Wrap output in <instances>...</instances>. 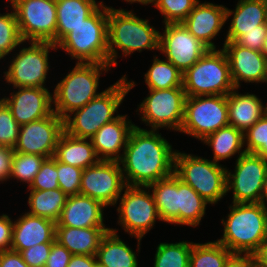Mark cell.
<instances>
[{
  "label": "cell",
  "instance_id": "cell-31",
  "mask_svg": "<svg viewBox=\"0 0 267 267\" xmlns=\"http://www.w3.org/2000/svg\"><path fill=\"white\" fill-rule=\"evenodd\" d=\"M212 150V161L220 163L244 154V134L234 126L227 125L207 136L201 141ZM237 155V156H236Z\"/></svg>",
  "mask_w": 267,
  "mask_h": 267
},
{
  "label": "cell",
  "instance_id": "cell-44",
  "mask_svg": "<svg viewBox=\"0 0 267 267\" xmlns=\"http://www.w3.org/2000/svg\"><path fill=\"white\" fill-rule=\"evenodd\" d=\"M53 242L36 244L21 252L24 262L29 267H44L49 257Z\"/></svg>",
  "mask_w": 267,
  "mask_h": 267
},
{
  "label": "cell",
  "instance_id": "cell-9",
  "mask_svg": "<svg viewBox=\"0 0 267 267\" xmlns=\"http://www.w3.org/2000/svg\"><path fill=\"white\" fill-rule=\"evenodd\" d=\"M186 96L227 95L233 85L227 56L222 48L209 49L182 74Z\"/></svg>",
  "mask_w": 267,
  "mask_h": 267
},
{
  "label": "cell",
  "instance_id": "cell-42",
  "mask_svg": "<svg viewBox=\"0 0 267 267\" xmlns=\"http://www.w3.org/2000/svg\"><path fill=\"white\" fill-rule=\"evenodd\" d=\"M83 169L61 163L57 160L59 188L68 196L80 194Z\"/></svg>",
  "mask_w": 267,
  "mask_h": 267
},
{
  "label": "cell",
  "instance_id": "cell-47",
  "mask_svg": "<svg viewBox=\"0 0 267 267\" xmlns=\"http://www.w3.org/2000/svg\"><path fill=\"white\" fill-rule=\"evenodd\" d=\"M13 235V218L8 214H0V252L11 250Z\"/></svg>",
  "mask_w": 267,
  "mask_h": 267
},
{
  "label": "cell",
  "instance_id": "cell-8",
  "mask_svg": "<svg viewBox=\"0 0 267 267\" xmlns=\"http://www.w3.org/2000/svg\"><path fill=\"white\" fill-rule=\"evenodd\" d=\"M174 174L214 206L226 197L227 167L203 156L176 150ZM219 202V203H218Z\"/></svg>",
  "mask_w": 267,
  "mask_h": 267
},
{
  "label": "cell",
  "instance_id": "cell-43",
  "mask_svg": "<svg viewBox=\"0 0 267 267\" xmlns=\"http://www.w3.org/2000/svg\"><path fill=\"white\" fill-rule=\"evenodd\" d=\"M58 173H57V159L53 156L46 158L41 164L39 172L36 174L35 179L31 186L27 189L35 190H50L58 189Z\"/></svg>",
  "mask_w": 267,
  "mask_h": 267
},
{
  "label": "cell",
  "instance_id": "cell-57",
  "mask_svg": "<svg viewBox=\"0 0 267 267\" xmlns=\"http://www.w3.org/2000/svg\"><path fill=\"white\" fill-rule=\"evenodd\" d=\"M7 1L10 3V5H8V7H11L14 3H16L19 0H6V2Z\"/></svg>",
  "mask_w": 267,
  "mask_h": 267
},
{
  "label": "cell",
  "instance_id": "cell-39",
  "mask_svg": "<svg viewBox=\"0 0 267 267\" xmlns=\"http://www.w3.org/2000/svg\"><path fill=\"white\" fill-rule=\"evenodd\" d=\"M200 0H157L153 5L161 14L162 23H182Z\"/></svg>",
  "mask_w": 267,
  "mask_h": 267
},
{
  "label": "cell",
  "instance_id": "cell-30",
  "mask_svg": "<svg viewBox=\"0 0 267 267\" xmlns=\"http://www.w3.org/2000/svg\"><path fill=\"white\" fill-rule=\"evenodd\" d=\"M148 187L162 223L179 226L178 177L173 173Z\"/></svg>",
  "mask_w": 267,
  "mask_h": 267
},
{
  "label": "cell",
  "instance_id": "cell-58",
  "mask_svg": "<svg viewBox=\"0 0 267 267\" xmlns=\"http://www.w3.org/2000/svg\"><path fill=\"white\" fill-rule=\"evenodd\" d=\"M93 267H103V266H101L98 263H96Z\"/></svg>",
  "mask_w": 267,
  "mask_h": 267
},
{
  "label": "cell",
  "instance_id": "cell-21",
  "mask_svg": "<svg viewBox=\"0 0 267 267\" xmlns=\"http://www.w3.org/2000/svg\"><path fill=\"white\" fill-rule=\"evenodd\" d=\"M129 117L128 114H121L100 127L90 138L100 160L119 161L122 158L129 134L135 127Z\"/></svg>",
  "mask_w": 267,
  "mask_h": 267
},
{
  "label": "cell",
  "instance_id": "cell-37",
  "mask_svg": "<svg viewBox=\"0 0 267 267\" xmlns=\"http://www.w3.org/2000/svg\"><path fill=\"white\" fill-rule=\"evenodd\" d=\"M9 12L0 13V63L1 60H7L18 46L23 42L21 39L15 12L12 7Z\"/></svg>",
  "mask_w": 267,
  "mask_h": 267
},
{
  "label": "cell",
  "instance_id": "cell-17",
  "mask_svg": "<svg viewBox=\"0 0 267 267\" xmlns=\"http://www.w3.org/2000/svg\"><path fill=\"white\" fill-rule=\"evenodd\" d=\"M64 131V120L53 112L50 116L21 125L14 151L51 158Z\"/></svg>",
  "mask_w": 267,
  "mask_h": 267
},
{
  "label": "cell",
  "instance_id": "cell-35",
  "mask_svg": "<svg viewBox=\"0 0 267 267\" xmlns=\"http://www.w3.org/2000/svg\"><path fill=\"white\" fill-rule=\"evenodd\" d=\"M193 241L160 242L153 257L152 267H189Z\"/></svg>",
  "mask_w": 267,
  "mask_h": 267
},
{
  "label": "cell",
  "instance_id": "cell-27",
  "mask_svg": "<svg viewBox=\"0 0 267 267\" xmlns=\"http://www.w3.org/2000/svg\"><path fill=\"white\" fill-rule=\"evenodd\" d=\"M110 227L73 228L56 226L55 238L73 255L95 256Z\"/></svg>",
  "mask_w": 267,
  "mask_h": 267
},
{
  "label": "cell",
  "instance_id": "cell-5",
  "mask_svg": "<svg viewBox=\"0 0 267 267\" xmlns=\"http://www.w3.org/2000/svg\"><path fill=\"white\" fill-rule=\"evenodd\" d=\"M109 64L75 63L73 68L52 89L53 112L63 120L73 111L97 97L100 78L111 70Z\"/></svg>",
  "mask_w": 267,
  "mask_h": 267
},
{
  "label": "cell",
  "instance_id": "cell-49",
  "mask_svg": "<svg viewBox=\"0 0 267 267\" xmlns=\"http://www.w3.org/2000/svg\"><path fill=\"white\" fill-rule=\"evenodd\" d=\"M0 267H29L20 252L6 250L0 252Z\"/></svg>",
  "mask_w": 267,
  "mask_h": 267
},
{
  "label": "cell",
  "instance_id": "cell-1",
  "mask_svg": "<svg viewBox=\"0 0 267 267\" xmlns=\"http://www.w3.org/2000/svg\"><path fill=\"white\" fill-rule=\"evenodd\" d=\"M159 132L136 124L131 130L119 160L126 185L148 187L174 173L177 149Z\"/></svg>",
  "mask_w": 267,
  "mask_h": 267
},
{
  "label": "cell",
  "instance_id": "cell-11",
  "mask_svg": "<svg viewBox=\"0 0 267 267\" xmlns=\"http://www.w3.org/2000/svg\"><path fill=\"white\" fill-rule=\"evenodd\" d=\"M114 207L116 224L131 238L142 239L161 221L149 187L126 185Z\"/></svg>",
  "mask_w": 267,
  "mask_h": 267
},
{
  "label": "cell",
  "instance_id": "cell-14",
  "mask_svg": "<svg viewBox=\"0 0 267 267\" xmlns=\"http://www.w3.org/2000/svg\"><path fill=\"white\" fill-rule=\"evenodd\" d=\"M233 170L227 168L226 191L232 193V203H260L267 175V160L245 152L235 159Z\"/></svg>",
  "mask_w": 267,
  "mask_h": 267
},
{
  "label": "cell",
  "instance_id": "cell-59",
  "mask_svg": "<svg viewBox=\"0 0 267 267\" xmlns=\"http://www.w3.org/2000/svg\"><path fill=\"white\" fill-rule=\"evenodd\" d=\"M130 5V0H122Z\"/></svg>",
  "mask_w": 267,
  "mask_h": 267
},
{
  "label": "cell",
  "instance_id": "cell-32",
  "mask_svg": "<svg viewBox=\"0 0 267 267\" xmlns=\"http://www.w3.org/2000/svg\"><path fill=\"white\" fill-rule=\"evenodd\" d=\"M27 194H29L27 198L29 208L26 212L50 219L55 223L60 218L68 198V195L60 188L50 190L28 189Z\"/></svg>",
  "mask_w": 267,
  "mask_h": 267
},
{
  "label": "cell",
  "instance_id": "cell-4",
  "mask_svg": "<svg viewBox=\"0 0 267 267\" xmlns=\"http://www.w3.org/2000/svg\"><path fill=\"white\" fill-rule=\"evenodd\" d=\"M228 208L216 241L232 253L254 254L267 238V209L261 203H231Z\"/></svg>",
  "mask_w": 267,
  "mask_h": 267
},
{
  "label": "cell",
  "instance_id": "cell-34",
  "mask_svg": "<svg viewBox=\"0 0 267 267\" xmlns=\"http://www.w3.org/2000/svg\"><path fill=\"white\" fill-rule=\"evenodd\" d=\"M152 64L144 73V82L147 89H170L182 86V72L164 57L161 59L154 53Z\"/></svg>",
  "mask_w": 267,
  "mask_h": 267
},
{
  "label": "cell",
  "instance_id": "cell-26",
  "mask_svg": "<svg viewBox=\"0 0 267 267\" xmlns=\"http://www.w3.org/2000/svg\"><path fill=\"white\" fill-rule=\"evenodd\" d=\"M110 229L111 230L102 238L95 255L97 263L103 267H140L138 254H140L141 251L142 239L136 238L137 248L135 251L120 238L119 229L112 227Z\"/></svg>",
  "mask_w": 267,
  "mask_h": 267
},
{
  "label": "cell",
  "instance_id": "cell-38",
  "mask_svg": "<svg viewBox=\"0 0 267 267\" xmlns=\"http://www.w3.org/2000/svg\"><path fill=\"white\" fill-rule=\"evenodd\" d=\"M45 159L46 157L36 154L14 152L10 180L13 179L17 183L28 184V187L25 188H29Z\"/></svg>",
  "mask_w": 267,
  "mask_h": 267
},
{
  "label": "cell",
  "instance_id": "cell-12",
  "mask_svg": "<svg viewBox=\"0 0 267 267\" xmlns=\"http://www.w3.org/2000/svg\"><path fill=\"white\" fill-rule=\"evenodd\" d=\"M227 125V95L186 96L184 120L179 133L201 142Z\"/></svg>",
  "mask_w": 267,
  "mask_h": 267
},
{
  "label": "cell",
  "instance_id": "cell-16",
  "mask_svg": "<svg viewBox=\"0 0 267 267\" xmlns=\"http://www.w3.org/2000/svg\"><path fill=\"white\" fill-rule=\"evenodd\" d=\"M163 27V32H160L159 52L182 73L209 50L182 23L164 24Z\"/></svg>",
  "mask_w": 267,
  "mask_h": 267
},
{
  "label": "cell",
  "instance_id": "cell-51",
  "mask_svg": "<svg viewBox=\"0 0 267 267\" xmlns=\"http://www.w3.org/2000/svg\"><path fill=\"white\" fill-rule=\"evenodd\" d=\"M96 263V256L72 255L67 267H93Z\"/></svg>",
  "mask_w": 267,
  "mask_h": 267
},
{
  "label": "cell",
  "instance_id": "cell-15",
  "mask_svg": "<svg viewBox=\"0 0 267 267\" xmlns=\"http://www.w3.org/2000/svg\"><path fill=\"white\" fill-rule=\"evenodd\" d=\"M125 186L120 162L99 160L83 170L80 194L101 202L105 207L114 208Z\"/></svg>",
  "mask_w": 267,
  "mask_h": 267
},
{
  "label": "cell",
  "instance_id": "cell-25",
  "mask_svg": "<svg viewBox=\"0 0 267 267\" xmlns=\"http://www.w3.org/2000/svg\"><path fill=\"white\" fill-rule=\"evenodd\" d=\"M239 90L234 88L227 94L228 122L244 134L267 113V104L258 95Z\"/></svg>",
  "mask_w": 267,
  "mask_h": 267
},
{
  "label": "cell",
  "instance_id": "cell-54",
  "mask_svg": "<svg viewBox=\"0 0 267 267\" xmlns=\"http://www.w3.org/2000/svg\"><path fill=\"white\" fill-rule=\"evenodd\" d=\"M156 1L157 0H130V4L137 3V4H140V5H143V7L145 5V7H146L148 5H152L153 6Z\"/></svg>",
  "mask_w": 267,
  "mask_h": 267
},
{
  "label": "cell",
  "instance_id": "cell-36",
  "mask_svg": "<svg viewBox=\"0 0 267 267\" xmlns=\"http://www.w3.org/2000/svg\"><path fill=\"white\" fill-rule=\"evenodd\" d=\"M233 253L216 240L193 243L189 267H224Z\"/></svg>",
  "mask_w": 267,
  "mask_h": 267
},
{
  "label": "cell",
  "instance_id": "cell-48",
  "mask_svg": "<svg viewBox=\"0 0 267 267\" xmlns=\"http://www.w3.org/2000/svg\"><path fill=\"white\" fill-rule=\"evenodd\" d=\"M14 149L0 146V184L10 181Z\"/></svg>",
  "mask_w": 267,
  "mask_h": 267
},
{
  "label": "cell",
  "instance_id": "cell-24",
  "mask_svg": "<svg viewBox=\"0 0 267 267\" xmlns=\"http://www.w3.org/2000/svg\"><path fill=\"white\" fill-rule=\"evenodd\" d=\"M13 219L11 250L22 252L36 244L56 240V223L25 211Z\"/></svg>",
  "mask_w": 267,
  "mask_h": 267
},
{
  "label": "cell",
  "instance_id": "cell-23",
  "mask_svg": "<svg viewBox=\"0 0 267 267\" xmlns=\"http://www.w3.org/2000/svg\"><path fill=\"white\" fill-rule=\"evenodd\" d=\"M229 21L222 42H236L246 31L261 30L267 23V0H238L234 9L226 7V24Z\"/></svg>",
  "mask_w": 267,
  "mask_h": 267
},
{
  "label": "cell",
  "instance_id": "cell-6",
  "mask_svg": "<svg viewBox=\"0 0 267 267\" xmlns=\"http://www.w3.org/2000/svg\"><path fill=\"white\" fill-rule=\"evenodd\" d=\"M76 63L108 64V8L99 6L57 44Z\"/></svg>",
  "mask_w": 267,
  "mask_h": 267
},
{
  "label": "cell",
  "instance_id": "cell-20",
  "mask_svg": "<svg viewBox=\"0 0 267 267\" xmlns=\"http://www.w3.org/2000/svg\"><path fill=\"white\" fill-rule=\"evenodd\" d=\"M182 24L209 49H220L213 41L224 32L226 5L199 1Z\"/></svg>",
  "mask_w": 267,
  "mask_h": 267
},
{
  "label": "cell",
  "instance_id": "cell-29",
  "mask_svg": "<svg viewBox=\"0 0 267 267\" xmlns=\"http://www.w3.org/2000/svg\"><path fill=\"white\" fill-rule=\"evenodd\" d=\"M54 157L61 163L83 170L100 160L90 139L77 138L65 131L59 138Z\"/></svg>",
  "mask_w": 267,
  "mask_h": 267
},
{
  "label": "cell",
  "instance_id": "cell-40",
  "mask_svg": "<svg viewBox=\"0 0 267 267\" xmlns=\"http://www.w3.org/2000/svg\"><path fill=\"white\" fill-rule=\"evenodd\" d=\"M244 148L267 160V113L244 133Z\"/></svg>",
  "mask_w": 267,
  "mask_h": 267
},
{
  "label": "cell",
  "instance_id": "cell-33",
  "mask_svg": "<svg viewBox=\"0 0 267 267\" xmlns=\"http://www.w3.org/2000/svg\"><path fill=\"white\" fill-rule=\"evenodd\" d=\"M206 202L190 185L178 178V208L179 225L198 228L204 219L207 206Z\"/></svg>",
  "mask_w": 267,
  "mask_h": 267
},
{
  "label": "cell",
  "instance_id": "cell-46",
  "mask_svg": "<svg viewBox=\"0 0 267 267\" xmlns=\"http://www.w3.org/2000/svg\"><path fill=\"white\" fill-rule=\"evenodd\" d=\"M72 255L71 252L55 240L52 243V248L44 267H67Z\"/></svg>",
  "mask_w": 267,
  "mask_h": 267
},
{
  "label": "cell",
  "instance_id": "cell-45",
  "mask_svg": "<svg viewBox=\"0 0 267 267\" xmlns=\"http://www.w3.org/2000/svg\"><path fill=\"white\" fill-rule=\"evenodd\" d=\"M267 37V23L261 24V30L246 31L236 43L251 50L263 51L265 38Z\"/></svg>",
  "mask_w": 267,
  "mask_h": 267
},
{
  "label": "cell",
  "instance_id": "cell-52",
  "mask_svg": "<svg viewBox=\"0 0 267 267\" xmlns=\"http://www.w3.org/2000/svg\"><path fill=\"white\" fill-rule=\"evenodd\" d=\"M256 266L267 267V238L262 242L261 246L254 253Z\"/></svg>",
  "mask_w": 267,
  "mask_h": 267
},
{
  "label": "cell",
  "instance_id": "cell-18",
  "mask_svg": "<svg viewBox=\"0 0 267 267\" xmlns=\"http://www.w3.org/2000/svg\"><path fill=\"white\" fill-rule=\"evenodd\" d=\"M8 96L0 97L10 108L12 116L21 126L53 113V98L49 88L11 87Z\"/></svg>",
  "mask_w": 267,
  "mask_h": 267
},
{
  "label": "cell",
  "instance_id": "cell-22",
  "mask_svg": "<svg viewBox=\"0 0 267 267\" xmlns=\"http://www.w3.org/2000/svg\"><path fill=\"white\" fill-rule=\"evenodd\" d=\"M105 207L101 202L82 194L70 195L56 226L73 228L109 227L106 225Z\"/></svg>",
  "mask_w": 267,
  "mask_h": 267
},
{
  "label": "cell",
  "instance_id": "cell-28",
  "mask_svg": "<svg viewBox=\"0 0 267 267\" xmlns=\"http://www.w3.org/2000/svg\"><path fill=\"white\" fill-rule=\"evenodd\" d=\"M99 6L113 8L104 0H56L57 27L56 44L68 34L72 28L83 23Z\"/></svg>",
  "mask_w": 267,
  "mask_h": 267
},
{
  "label": "cell",
  "instance_id": "cell-55",
  "mask_svg": "<svg viewBox=\"0 0 267 267\" xmlns=\"http://www.w3.org/2000/svg\"><path fill=\"white\" fill-rule=\"evenodd\" d=\"M263 54L267 57V37L265 38L264 46H263Z\"/></svg>",
  "mask_w": 267,
  "mask_h": 267
},
{
  "label": "cell",
  "instance_id": "cell-56",
  "mask_svg": "<svg viewBox=\"0 0 267 267\" xmlns=\"http://www.w3.org/2000/svg\"><path fill=\"white\" fill-rule=\"evenodd\" d=\"M264 83L267 85V57H266V64H265V80Z\"/></svg>",
  "mask_w": 267,
  "mask_h": 267
},
{
  "label": "cell",
  "instance_id": "cell-41",
  "mask_svg": "<svg viewBox=\"0 0 267 267\" xmlns=\"http://www.w3.org/2000/svg\"><path fill=\"white\" fill-rule=\"evenodd\" d=\"M19 133L20 125L12 116L10 108L0 98V146L14 149Z\"/></svg>",
  "mask_w": 267,
  "mask_h": 267
},
{
  "label": "cell",
  "instance_id": "cell-3",
  "mask_svg": "<svg viewBox=\"0 0 267 267\" xmlns=\"http://www.w3.org/2000/svg\"><path fill=\"white\" fill-rule=\"evenodd\" d=\"M137 83L129 79L127 74L122 75L116 82L84 107L73 111L64 119V129L69 135L90 139L100 127L120 116V106Z\"/></svg>",
  "mask_w": 267,
  "mask_h": 267
},
{
  "label": "cell",
  "instance_id": "cell-13",
  "mask_svg": "<svg viewBox=\"0 0 267 267\" xmlns=\"http://www.w3.org/2000/svg\"><path fill=\"white\" fill-rule=\"evenodd\" d=\"M23 41L56 45V0H19L11 6Z\"/></svg>",
  "mask_w": 267,
  "mask_h": 267
},
{
  "label": "cell",
  "instance_id": "cell-53",
  "mask_svg": "<svg viewBox=\"0 0 267 267\" xmlns=\"http://www.w3.org/2000/svg\"><path fill=\"white\" fill-rule=\"evenodd\" d=\"M260 203L267 209V175L263 184V190L260 197Z\"/></svg>",
  "mask_w": 267,
  "mask_h": 267
},
{
  "label": "cell",
  "instance_id": "cell-50",
  "mask_svg": "<svg viewBox=\"0 0 267 267\" xmlns=\"http://www.w3.org/2000/svg\"><path fill=\"white\" fill-rule=\"evenodd\" d=\"M254 254L233 253L225 263L224 267H255Z\"/></svg>",
  "mask_w": 267,
  "mask_h": 267
},
{
  "label": "cell",
  "instance_id": "cell-19",
  "mask_svg": "<svg viewBox=\"0 0 267 267\" xmlns=\"http://www.w3.org/2000/svg\"><path fill=\"white\" fill-rule=\"evenodd\" d=\"M229 67L230 75L235 88L246 85L264 84L266 56L261 51L245 48L235 41H225L222 44Z\"/></svg>",
  "mask_w": 267,
  "mask_h": 267
},
{
  "label": "cell",
  "instance_id": "cell-7",
  "mask_svg": "<svg viewBox=\"0 0 267 267\" xmlns=\"http://www.w3.org/2000/svg\"><path fill=\"white\" fill-rule=\"evenodd\" d=\"M21 46V47H20ZM50 51H57L51 42L23 41L18 48L6 57V69L0 77L9 87H38L48 88L46 83L50 65ZM8 68V69H7Z\"/></svg>",
  "mask_w": 267,
  "mask_h": 267
},
{
  "label": "cell",
  "instance_id": "cell-2",
  "mask_svg": "<svg viewBox=\"0 0 267 267\" xmlns=\"http://www.w3.org/2000/svg\"><path fill=\"white\" fill-rule=\"evenodd\" d=\"M150 23L132 9L108 8V64L112 68L121 56L127 58L145 50L159 53L160 29Z\"/></svg>",
  "mask_w": 267,
  "mask_h": 267
},
{
  "label": "cell",
  "instance_id": "cell-10",
  "mask_svg": "<svg viewBox=\"0 0 267 267\" xmlns=\"http://www.w3.org/2000/svg\"><path fill=\"white\" fill-rule=\"evenodd\" d=\"M185 99L183 87L148 89L147 96L137 105L135 112L147 126L145 130L167 129L179 133L184 120Z\"/></svg>",
  "mask_w": 267,
  "mask_h": 267
}]
</instances>
